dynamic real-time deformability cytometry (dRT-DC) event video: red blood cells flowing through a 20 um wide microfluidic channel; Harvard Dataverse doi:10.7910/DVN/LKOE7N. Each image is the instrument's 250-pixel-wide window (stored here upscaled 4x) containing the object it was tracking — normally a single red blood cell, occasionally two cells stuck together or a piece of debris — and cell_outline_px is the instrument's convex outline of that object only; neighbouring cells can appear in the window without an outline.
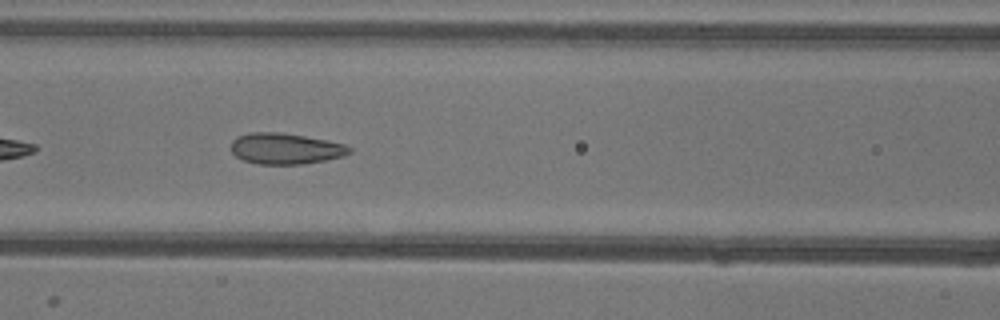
{"species": "common noctule bat (a hibernating species)", "species_latin": "Nyctalus noctula", "temperature_condition": "warm", "stored_images_in_passage": 23, "camera_frame_rate_fps": 3000, "um_per_image_px": 0.085, "animal": {"sex": "female"}, "frame": {"image": 1, "passage_image": 8, "time_ms": 2.333, "image_size_px": [1000, 320], "cell_outline_px": [[352, 152], [344, 156], [304, 164], [256, 164], [244, 160], [236, 156], [232, 152], [232, 140], [236, 136], [248, 132], [280, 132], [304, 136], [344, 144], [352, 148]], "centroid_in_image_um": [24.25, 12.63], "position_along_channel_um": 142.4, "area_um2": 21.39}}
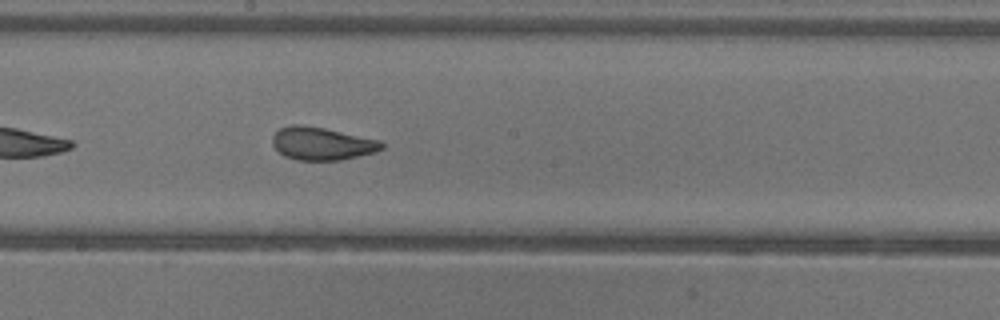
{"frame": {"image": 2, "passage_image": 14, "time_ms": 4.333, "image_size_px": [1000, 320], "cell_outline_px": [[384, 148], [376, 152], [340, 160], [296, 160], [284, 156], [272, 144], [272, 136], [280, 128], [292, 124], [300, 124], [324, 128], [380, 140], [384, 144]], "centroid_in_image_um": [27.36, 12.2], "position_along_channel_um": 220.8, "area_um2": 20.92}}
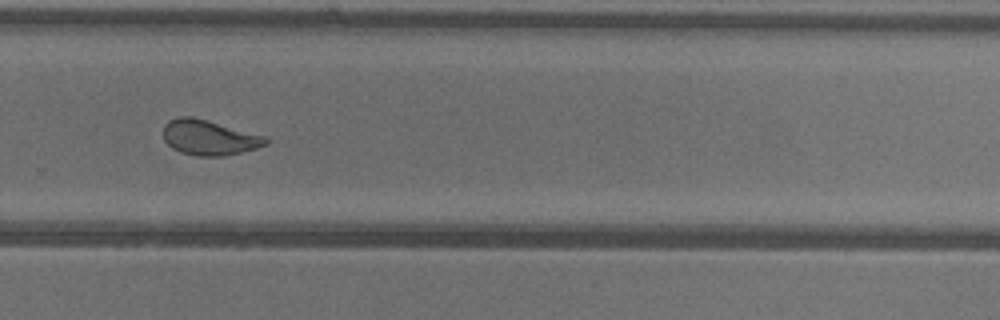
{"frame": {"image": 3, "passage_image": 21, "time_ms": 6.667, "image_size_px": [1000, 320], "cell_outline_px": [[268, 144], [256, 148], [224, 156], [196, 156], [180, 152], [172, 148], [164, 140], [164, 124], [168, 120], [180, 116], [192, 116], [264, 136], [268, 140]], "centroid_in_image_um": [17.74, 11.69], "position_along_channel_um": 312.1, "area_um2": 20.81}}